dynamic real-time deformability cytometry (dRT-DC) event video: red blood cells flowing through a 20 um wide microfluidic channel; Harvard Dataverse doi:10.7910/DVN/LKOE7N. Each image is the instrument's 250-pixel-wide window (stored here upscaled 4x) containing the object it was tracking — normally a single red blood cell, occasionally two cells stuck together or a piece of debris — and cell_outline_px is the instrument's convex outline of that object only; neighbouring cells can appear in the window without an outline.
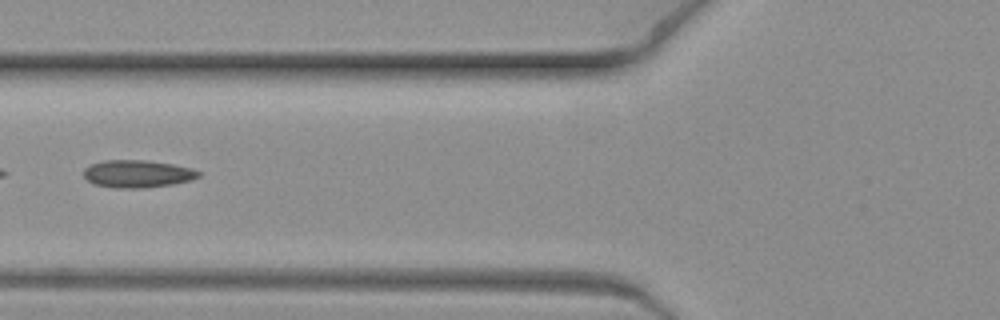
{"species": "common noctule bat (a hibernating species)", "species_latin": "Nyctalus noctula", "temperature_condition": "warm", "stored_images_in_passage": 9, "camera_frame_rate_fps": 3000, "um_per_image_px": 0.085, "animal": {"sex": "female", "body_mass_g": 19.3, "forearm_length_mm": 54.1}, "frame": {"image": 1, "passage_image": 8, "time_ms": 2.333, "image_size_px": [1000, 320], "cell_outline_px": [[200, 176], [192, 180], [172, 184], [144, 188], [116, 188], [92, 184], [84, 176], [84, 168], [92, 164], [104, 160], [144, 160], [172, 164], [192, 168], [200, 172]], "centroid_in_image_um": [11.68, 14.78], "position_along_channel_um": 114.1, "area_um2": 18.44}}